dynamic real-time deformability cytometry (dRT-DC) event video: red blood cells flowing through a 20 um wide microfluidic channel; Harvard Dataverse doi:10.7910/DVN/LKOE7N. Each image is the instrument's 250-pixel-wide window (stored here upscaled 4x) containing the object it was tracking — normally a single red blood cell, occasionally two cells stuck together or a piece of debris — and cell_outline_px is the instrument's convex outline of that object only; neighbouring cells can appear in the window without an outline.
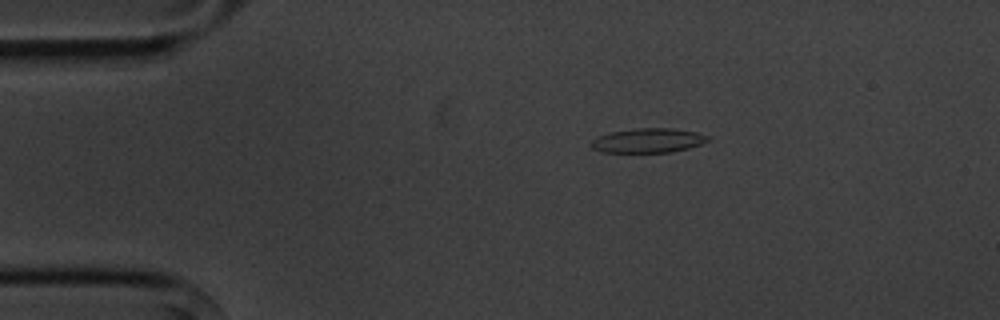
{"species": "common noctule bat (a hibernating species)", "species_latin": "Nyctalus noctula", "temperature_condition": "cold", "stored_images_in_passage": 7, "camera_frame_rate_fps": 3000, "um_per_image_px": 0.085, "animal": {"sex": "male", "body_mass_g": 20.1, "forearm_length_mm": 53.5}, "frame": {"image": 1, "passage_image": 1, "time_ms": 0.0, "image_size_px": [1000, 320], "cell_outline_px": [[708, 140], [700, 144], [688, 148], [672, 152], [604, 152], [592, 148], [592, 140], [600, 136], [612, 132], [636, 128], [672, 128], [696, 132], [708, 136]], "centroid_in_image_um": [55.1, 11.94], "position_along_channel_um": 29.9, "area_um2": 16.3}}
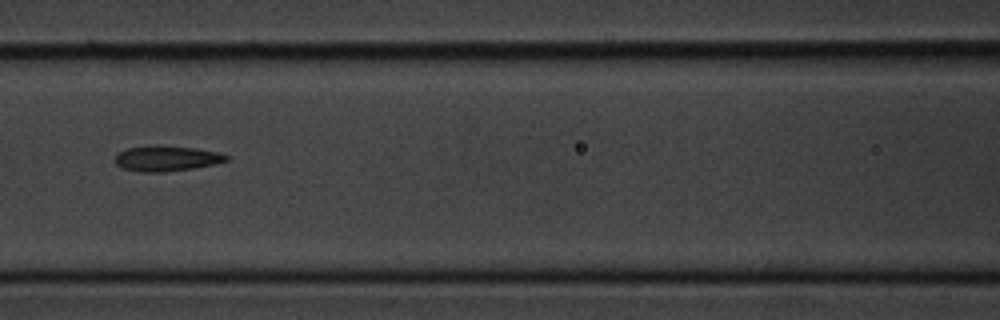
{"frame": {"image": 2, "passage_image": 5, "time_ms": 4.667, "image_size_px": [1000, 320], "cell_outline_px": [[228, 160], [216, 164], [192, 168], [164, 172], [140, 172], [124, 168], [116, 164], [116, 152], [128, 148], [152, 144], [160, 144], [196, 148], [220, 152], [228, 156]], "centroid_in_image_um": [14.16, 13.44], "position_along_channel_um": 152.4, "area_um2": 16.76}}
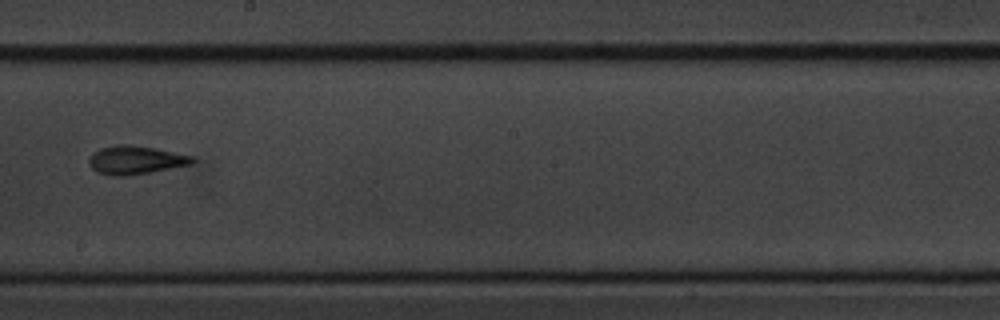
{"frame": {"image": 3, "passage_image": 7, "time_ms": 7.0, "image_size_px": [1000, 320], "cell_outline_px": [[196, 160], [192, 164], [128, 176], [112, 176], [96, 172], [88, 164], [88, 160], [92, 152], [100, 148], [116, 144], [128, 144], [156, 148], [192, 156]], "centroid_in_image_um": [11.48, 13.6], "position_along_channel_um": 236.7, "area_um2": 17.28}}